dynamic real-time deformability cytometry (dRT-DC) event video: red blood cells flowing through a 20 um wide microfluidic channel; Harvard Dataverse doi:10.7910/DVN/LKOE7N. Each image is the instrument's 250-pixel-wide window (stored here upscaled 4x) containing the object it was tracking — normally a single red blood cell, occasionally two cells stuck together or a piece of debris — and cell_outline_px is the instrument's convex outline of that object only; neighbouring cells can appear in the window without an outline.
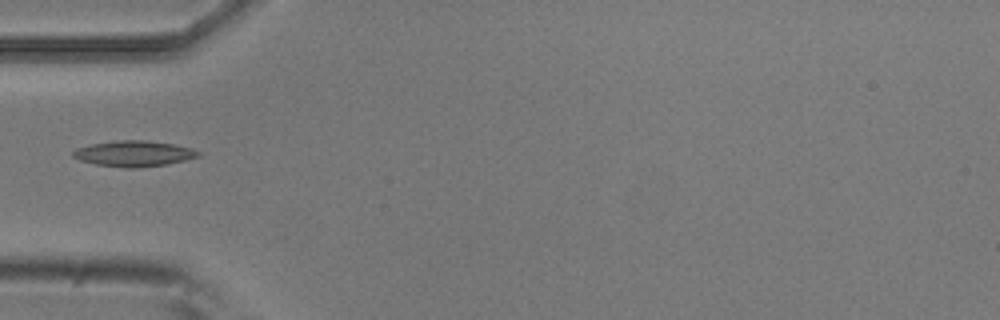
{"species": "common noctule bat (a hibernating species)", "species_latin": "Nyctalus noctula", "temperature_condition": "room temperature", "stored_images_in_passage": 4, "camera_frame_rate_fps": 3000, "um_per_image_px": 0.085, "animal": {"sex": "male", "body_mass_g": 20.5, "forearm_length_mm": 52.5}, "frame": {"image": 1, "passage_image": 3, "time_ms": 0.667, "image_size_px": [1000, 320], "cell_outline_px": [[200, 156], [168, 164], [140, 168], [128, 168], [96, 164], [80, 160], [72, 156], [72, 152], [76, 148], [92, 144], [120, 140], [144, 140], [176, 144], [192, 148], [200, 152]], "centroid_in_image_um": [11.41, 13.05], "position_along_channel_um": 73.6, "area_um2": 18.79}}
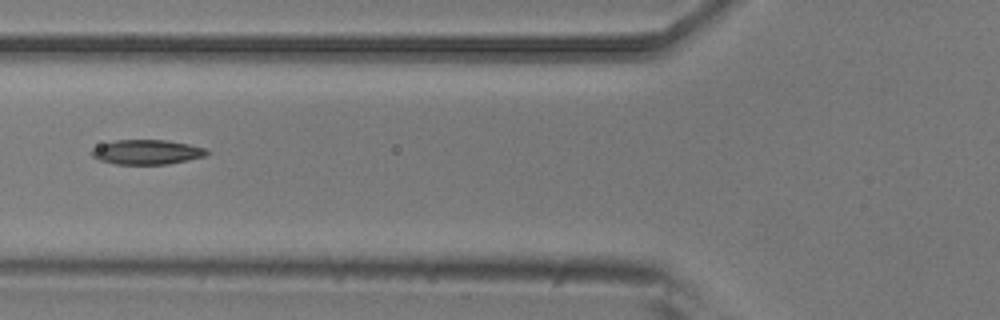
{"frame": {"image": 2, "passage_image": 4, "time_ms": 1.0, "image_size_px": [1000, 320], "cell_outline_px": [[212, 152], [204, 156], [188, 160], [168, 164], [116, 164], [100, 160], [92, 156], [92, 148], [100, 144], [116, 140], [168, 140], [188, 144], [204, 148]], "centroid_in_image_um": [12.49, 12.92], "position_along_channel_um": 113.3, "area_um2": 16.53}}